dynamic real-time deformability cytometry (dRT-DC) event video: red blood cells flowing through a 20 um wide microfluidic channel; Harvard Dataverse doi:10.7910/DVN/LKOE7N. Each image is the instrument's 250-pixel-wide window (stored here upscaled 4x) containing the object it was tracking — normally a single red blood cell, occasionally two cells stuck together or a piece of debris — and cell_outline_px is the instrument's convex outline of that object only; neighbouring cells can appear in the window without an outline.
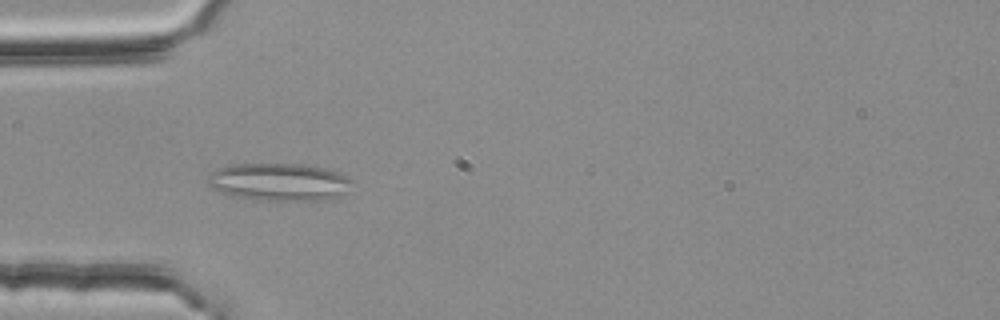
{"species": "common noctule bat (a hibernating species)", "species_latin": "Nyctalus noctula", "temperature_condition": "room temperature", "stored_images_in_passage": 53, "segment_of_instrument_passage": [1, 2], "camera_frame_rate_fps": 3000, "um_per_image_px": 0.085, "animal": {"sex": "female", "body_mass_g": 25.1}, "frame": {"image": 1, "passage_image": 16, "time_ms": 5.0, "image_size_px": [1000, 320], "cell_outline_px": [[356, 180], [344, 192], [328, 200], [260, 200], [232, 196], [220, 192], [212, 188], [208, 184], [208, 176], [216, 168], [232, 164], [304, 164], [324, 168], [348, 176]], "centroid_in_image_um": [23.72, 15.46], "position_along_channel_um": 61.3, "area_um2": 31.73}}